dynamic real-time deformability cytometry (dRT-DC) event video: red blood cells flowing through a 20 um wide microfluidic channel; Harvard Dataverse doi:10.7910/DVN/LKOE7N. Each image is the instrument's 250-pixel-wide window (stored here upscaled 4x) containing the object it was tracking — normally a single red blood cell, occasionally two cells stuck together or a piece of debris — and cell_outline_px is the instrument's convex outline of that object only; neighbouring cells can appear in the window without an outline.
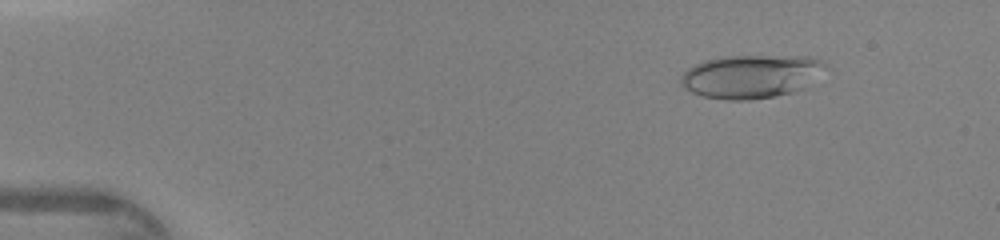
{"species": "human", "species_latin": "Homo sapiens", "temperature_condition": "warm", "stored_images_in_passage": 46, "camera_frame_rate_fps": 3000, "um_per_image_px": 0.085, "donor": {"sex": "female"}, "frame": {"image": 1, "passage_image": 6, "time_ms": 1.667, "image_size_px": [1000, 240], "cell_outline_px": [[824, 64], [804, 88], [796, 92], [748, 100], [728, 100], [704, 96], [692, 92], [684, 88], [680, 84], [680, 76], [688, 68], [704, 60], [720, 56], [808, 56], [820, 60]], "centroid_in_image_um": [63.74, 6.49], "position_along_channel_um": 21.3, "area_um2": 36.07}}
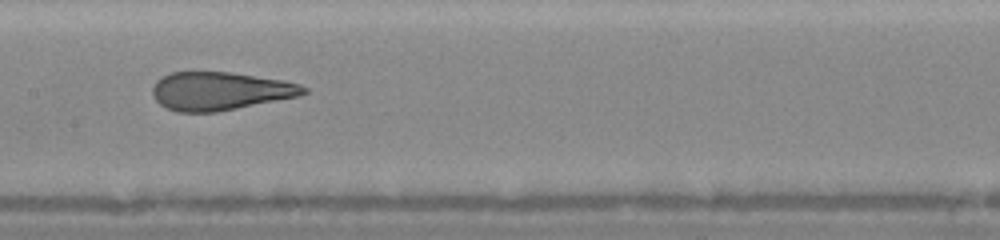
{"frame": {"image": 2, "passage_image": 24, "time_ms": 7.667, "image_size_px": [1000, 240], "cell_outline_px": [[308, 92], [300, 96], [216, 112], [176, 112], [164, 108], [156, 100], [152, 92], [152, 88], [156, 80], [172, 72], [232, 72], [284, 80], [300, 84], [308, 88]], "centroid_in_image_um": [18.72, 7.74], "position_along_channel_um": 188.7, "area_um2": 33.81}}
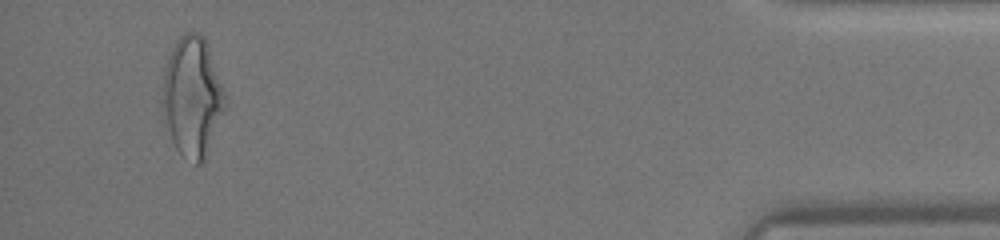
{"frame": {"image": 3, "passage_image": 44, "time_ms": 14.333, "image_size_px": [1000, 240], "cell_outline_px": [[228, 104], [204, 160], [200, 164], [196, 164], [180, 152], [176, 148], [172, 140], [160, 104], [164, 68], [168, 56], [176, 40], [184, 32], [200, 32], [204, 36], [208, 44]], "centroid_in_image_um": [16.34, 8.18], "position_along_channel_um": 418.9, "area_um2": 43.99}}